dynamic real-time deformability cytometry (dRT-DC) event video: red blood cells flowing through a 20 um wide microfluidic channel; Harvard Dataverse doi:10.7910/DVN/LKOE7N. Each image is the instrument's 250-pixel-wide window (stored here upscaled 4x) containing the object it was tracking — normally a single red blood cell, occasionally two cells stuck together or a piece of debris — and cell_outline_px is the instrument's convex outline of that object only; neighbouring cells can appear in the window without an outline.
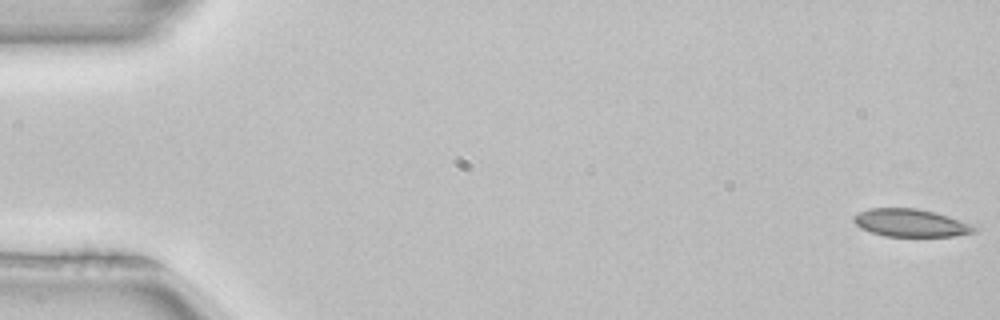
{"species": "common noctule bat (a hibernating species)", "species_latin": "Nyctalus noctula", "temperature_condition": "room temperature", "stored_images_in_passage": 51, "camera_frame_rate_fps": 3000, "um_per_image_px": 0.085, "animal": {"sex": "female", "body_mass_g": 22.7, "forearm_length_mm": 54.2}, "frame": {"image": 1, "passage_image": 1, "time_ms": 0.0, "image_size_px": [1000, 320], "cell_outline_px": [[980, 228], [972, 232], [952, 236], [884, 236], [860, 228], [852, 220], [852, 216], [860, 212], [872, 208], [916, 208], [932, 212]], "centroid_in_image_um": [77.32, 18.95], "position_along_channel_um": 7.7, "area_um2": 18.96}}
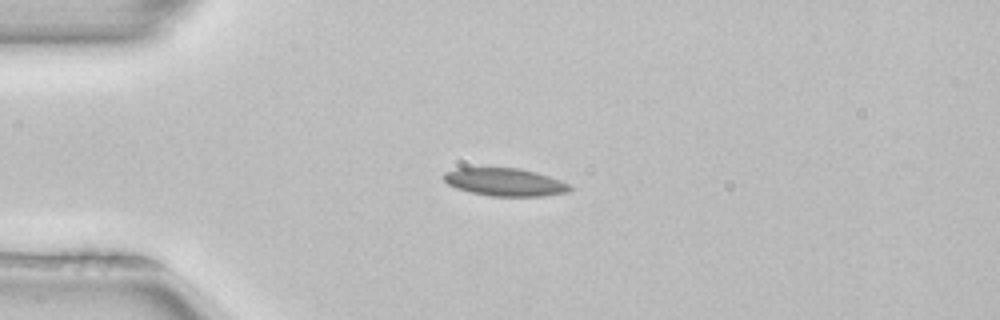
{"frame": {"image": 2, "passage_image": 13, "time_ms": 4.0, "image_size_px": [1000, 320], "cell_outline_px": [[572, 188], [568, 192], [544, 196], [492, 196], [468, 192], [456, 188], [448, 184], [440, 176], [444, 172], [456, 168], [520, 168], [536, 172], [560, 180], [568, 184]], "centroid_in_image_um": [42.87, 15.48], "position_along_channel_um": 42.1, "area_um2": 20.52}}
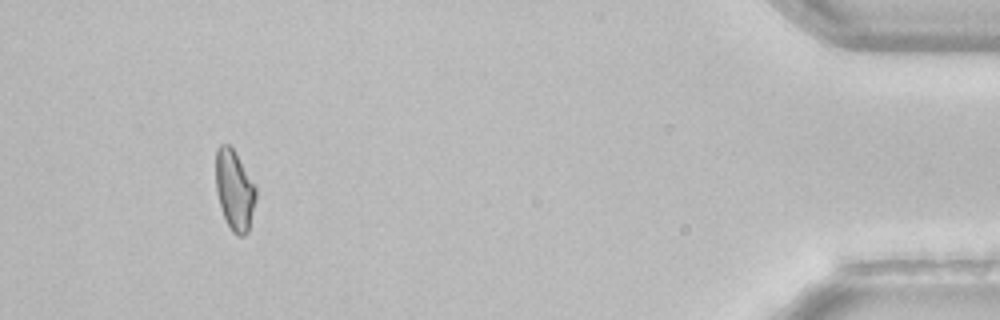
{"frame": {"image": 3, "passage_image": 48, "time_ms": 15.667, "image_size_px": [1000, 320], "cell_outline_px": [[256, 200], [248, 232], [244, 236], [236, 236], [232, 232], [224, 216], [216, 192], [216, 148], [220, 144], [228, 144], [236, 152], [256, 184]], "centroid_in_image_um": [19.95, 16.14], "position_along_channel_um": 415.2, "area_um2": 19.02}, "authors_computed_cell_mechanics": {"area_um2": 19.7098, "velocity_mm_per_s": 4.0046, "shape_relaxation_time_tau1_ms": 5.3424, "shape_relaxation_time_tau2_ms": null, "deformation_change_tau1": 0.1113, "deformation_change_tau2": null}}